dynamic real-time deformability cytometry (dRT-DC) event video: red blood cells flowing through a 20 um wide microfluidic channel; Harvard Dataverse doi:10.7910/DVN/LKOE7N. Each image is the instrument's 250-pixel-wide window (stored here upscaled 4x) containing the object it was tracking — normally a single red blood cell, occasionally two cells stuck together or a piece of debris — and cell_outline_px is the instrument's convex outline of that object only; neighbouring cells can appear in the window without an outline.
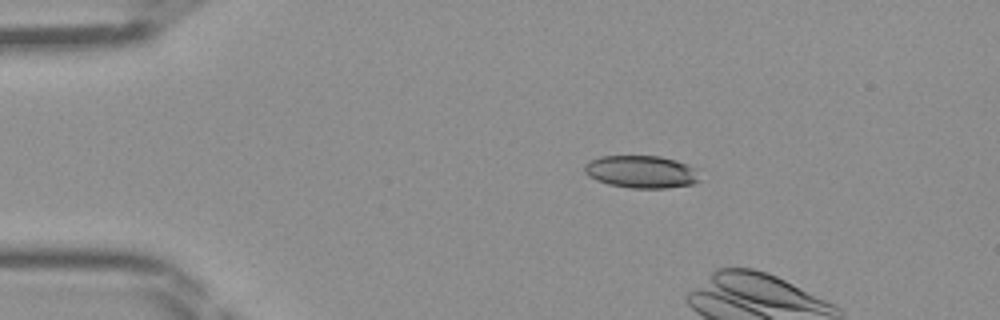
{"species": "Egyptian fruit bat (a non-hibernating species)", "species_latin": "Rousettus aegyptiacus", "temperature_condition": "room temperature", "stored_images_in_passage": 5, "camera_frame_rate_fps": 3000, "um_per_image_px": 0.085, "frame": {"image": 1, "passage_image": 1, "time_ms": 0.0, "image_size_px": [1000, 320], "cell_outline_px": [[700, 180], [692, 184], [668, 188], [632, 188], [608, 184], [596, 180], [588, 176], [584, 172], [584, 164], [588, 160], [600, 156], [660, 156], [676, 160], [700, 168]], "centroid_in_image_um": [54.55, 14.59], "position_along_channel_um": 30.5, "area_um2": 22.31}}